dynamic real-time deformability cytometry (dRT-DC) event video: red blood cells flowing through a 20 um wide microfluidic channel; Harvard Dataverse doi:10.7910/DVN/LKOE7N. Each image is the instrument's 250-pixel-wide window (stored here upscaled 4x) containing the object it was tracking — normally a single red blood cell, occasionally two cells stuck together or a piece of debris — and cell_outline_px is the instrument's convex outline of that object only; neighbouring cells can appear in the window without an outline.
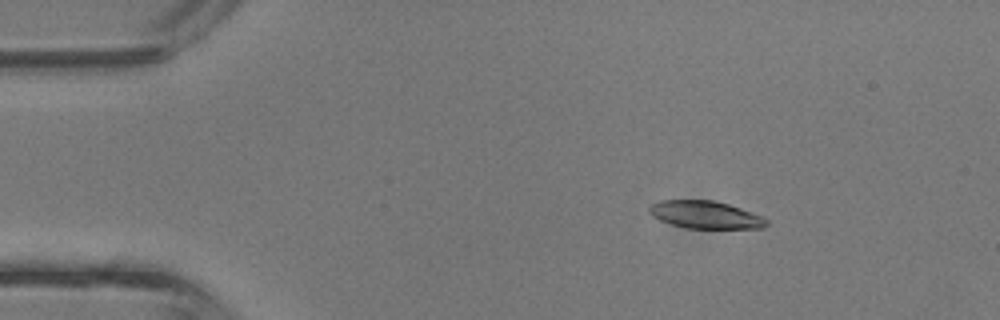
{"species": "common noctule bat (a hibernating species)", "species_latin": "Nyctalus noctula", "temperature_condition": "room temperature", "stored_images_in_passage": 4, "camera_frame_rate_fps": 3000, "um_per_image_px": 0.085, "animal": {"sex": "male", "body_mass_g": 13.3}, "frame": {"image": 1, "passage_image": 2, "time_ms": 0.333, "image_size_px": [1000, 320], "cell_outline_px": [[768, 224], [764, 228], [688, 228], [672, 224], [660, 220], [652, 216], [648, 212], [648, 208], [652, 204], [660, 200], [712, 200], [728, 204], [740, 208], [760, 216], [768, 220]], "centroid_in_image_um": [59.93, 18.25], "position_along_channel_um": 25.1, "area_um2": 18.67}}
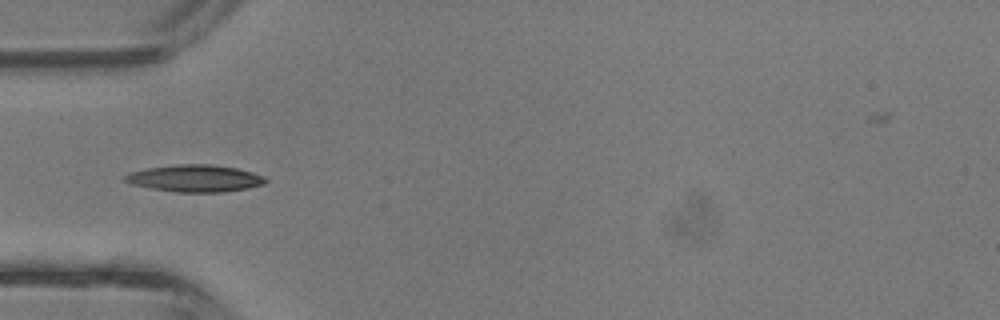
{"frame": {"image": 2, "passage_image": 4, "time_ms": 1.0, "image_size_px": [1000, 320], "cell_outline_px": [[268, 180], [264, 184], [248, 188], [224, 192], [176, 192], [152, 188], [132, 184], [124, 180], [124, 176], [132, 172], [148, 168], [176, 164], [212, 164], [236, 168], [252, 172], [264, 176]], "centroid_in_image_um": [16.62, 15.16], "position_along_channel_um": 68.4, "area_um2": 22.02}}